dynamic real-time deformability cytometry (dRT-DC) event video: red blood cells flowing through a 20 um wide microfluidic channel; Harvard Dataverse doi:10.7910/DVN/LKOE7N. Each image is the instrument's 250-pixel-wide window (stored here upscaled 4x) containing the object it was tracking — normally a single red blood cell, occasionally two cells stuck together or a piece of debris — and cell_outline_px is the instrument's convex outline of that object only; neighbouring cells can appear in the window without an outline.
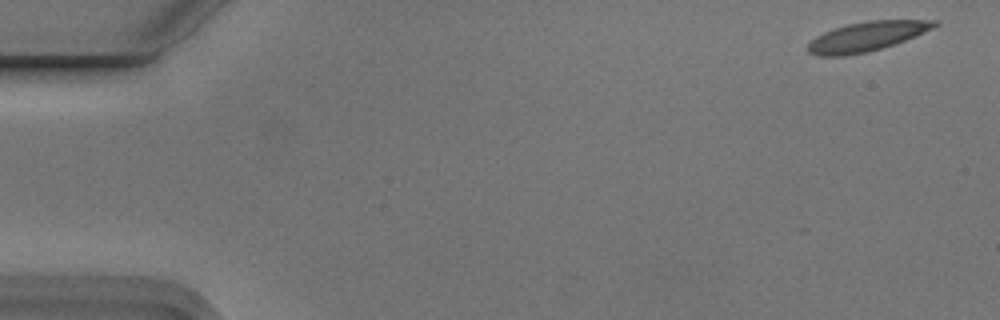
{"species": "Egyptian fruit bat (a non-hibernating species)", "species_latin": "Rousettus aegyptiacus", "temperature_condition": "cold", "stored_images_in_passage": 4, "camera_frame_rate_fps": 3000, "um_per_image_px": 0.085, "animal": {"sex": "male"}, "frame": {"image": 1, "passage_image": 1, "time_ms": 0.0, "image_size_px": [1000, 320], "cell_outline_px": [[940, 24], [932, 28], [904, 40], [868, 52], [844, 56], [820, 56], [808, 52], [808, 44], [816, 36], [832, 28], [848, 24], [868, 20], [940, 20]], "centroid_in_image_um": [73.65, 3.09], "position_along_channel_um": 11.3, "area_um2": 21.5}}